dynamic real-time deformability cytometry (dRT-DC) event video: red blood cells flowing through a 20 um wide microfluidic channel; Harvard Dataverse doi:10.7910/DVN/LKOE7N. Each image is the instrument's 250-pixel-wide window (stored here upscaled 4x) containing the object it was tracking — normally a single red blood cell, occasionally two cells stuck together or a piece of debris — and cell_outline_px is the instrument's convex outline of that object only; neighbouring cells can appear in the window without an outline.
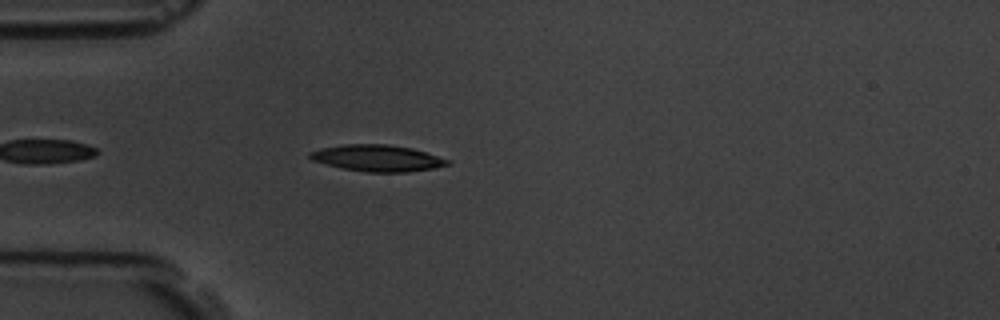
{"species": "common noctule bat (a hibernating species)", "species_latin": "Nyctalus noctula", "temperature_condition": "room temperature", "stored_images_in_passage": 4, "camera_frame_rate_fps": 3000, "um_per_image_px": 0.085, "animal": {"sex": "male", "body_mass_g": 19.5, "forearm_length_mm": 54.6}, "frame": {"image": 1, "passage_image": 4, "time_ms": 3.333, "image_size_px": [1000, 320], "cell_outline_px": [[448, 164], [436, 168], [408, 172], [368, 172], [344, 168], [312, 160], [308, 156], [308, 152], [320, 148], [344, 144], [388, 144], [412, 148], [448, 160]], "centroid_in_image_um": [32.04, 13.43], "position_along_channel_um": 53.0, "area_um2": 20.98}}